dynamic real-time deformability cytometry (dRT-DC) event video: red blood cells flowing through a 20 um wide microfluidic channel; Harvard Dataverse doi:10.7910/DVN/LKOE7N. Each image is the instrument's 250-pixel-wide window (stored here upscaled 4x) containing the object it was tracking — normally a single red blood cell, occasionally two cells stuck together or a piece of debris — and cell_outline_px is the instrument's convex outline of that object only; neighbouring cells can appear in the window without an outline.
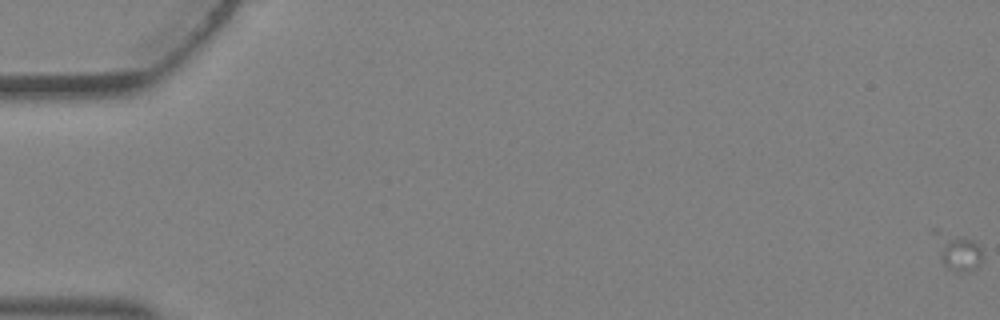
{"species": "Egyptian fruit bat (a non-hibernating species)", "species_latin": "Rousettus aegyptiacus", "temperature_condition": "warm", "stored_images_in_passage": 4, "camera_frame_rate_fps": 3000, "um_per_image_px": 0.085, "animal": {"sex": "female"}, "frame": {"image": 1, "passage_image": 1, "time_ms": 0.0, "image_size_px": [1000, 320], "cell_outline_px": [[980, 264], [976, 268], [960, 272], [952, 272], [944, 264], [940, 256], [932, 232], [932, 228], [936, 228], [964, 236], [976, 240], [980, 248]], "centroid_in_image_um": [81.35, 21.31], "position_along_channel_um": 3.6, "area_um2": 10.52}}